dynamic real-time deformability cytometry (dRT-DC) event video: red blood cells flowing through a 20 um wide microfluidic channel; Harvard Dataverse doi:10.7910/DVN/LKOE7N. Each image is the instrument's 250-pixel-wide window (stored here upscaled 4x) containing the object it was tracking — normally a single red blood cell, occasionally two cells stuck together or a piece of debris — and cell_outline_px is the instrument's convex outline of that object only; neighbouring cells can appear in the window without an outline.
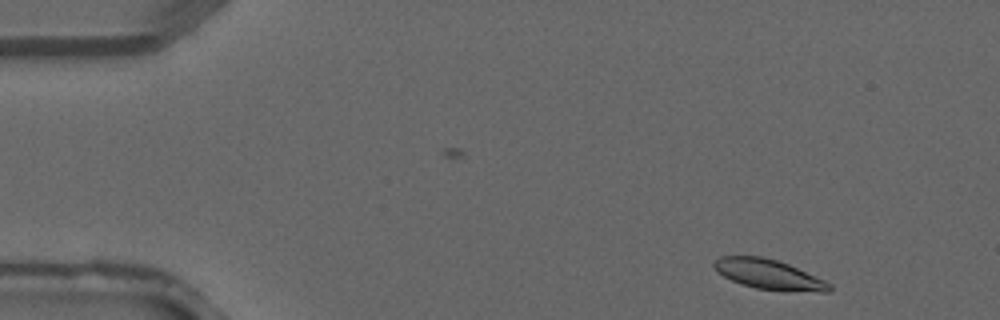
{"species": "common noctule bat (a hibernating species)", "species_latin": "Nyctalus noctula", "temperature_condition": "warm", "stored_images_in_passage": 3, "camera_frame_rate_fps": 3000, "um_per_image_px": 0.085, "animal": {"sex": "male", "forearm_length_mm": 52.5}, "frame": {"image": 1, "passage_image": 1, "time_ms": 0.0, "image_size_px": [1000, 320], "cell_outline_px": [[832, 292], [820, 292], [756, 288], [740, 284], [716, 272], [712, 264], [720, 256], [760, 256], [776, 260], [788, 264], [824, 280], [832, 284]], "centroid_in_image_um": [65.33, 23.32], "position_along_channel_um": 19.7, "area_um2": 19.83}}